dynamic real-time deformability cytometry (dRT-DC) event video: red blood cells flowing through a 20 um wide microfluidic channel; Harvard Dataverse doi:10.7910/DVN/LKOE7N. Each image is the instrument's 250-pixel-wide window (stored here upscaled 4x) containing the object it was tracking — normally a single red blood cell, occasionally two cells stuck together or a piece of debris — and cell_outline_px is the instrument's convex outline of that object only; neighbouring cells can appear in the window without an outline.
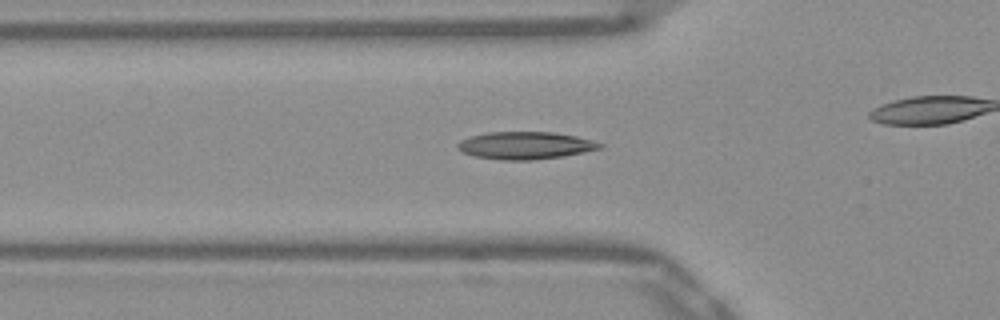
{"species": "Egyptian fruit bat (a non-hibernating species)", "species_latin": "Rousettus aegyptiacus", "temperature_condition": "warm", "stored_images_in_passage": 38, "camera_frame_rate_fps": 3000, "um_per_image_px": 0.085, "frame": {"image": 1, "passage_image": 13, "time_ms": 4.0, "image_size_px": [1000, 320], "cell_outline_px": [[604, 148], [564, 156], [532, 160], [504, 160], [476, 156], [460, 152], [456, 148], [456, 144], [460, 140], [472, 136], [488, 132], [552, 132], [576, 136], [592, 140], [604, 144]], "centroid_in_image_um": [44.66, 12.36], "position_along_channel_um": 81.1, "area_um2": 22.83}}
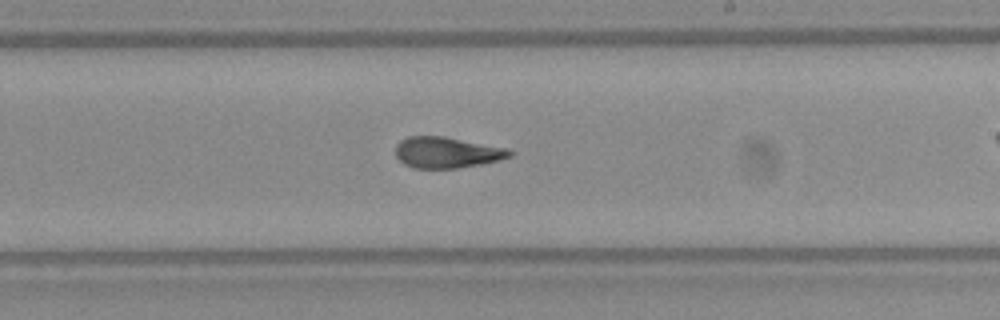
{"frame": {"image": 2, "passage_image": 26, "time_ms": 8.333, "image_size_px": [1000, 320], "cell_outline_px": [[516, 152], [512, 156], [500, 160], [480, 164], [456, 168], [412, 168], [404, 164], [396, 156], [396, 144], [400, 140], [408, 136], [444, 136], [504, 148]], "centroid_in_image_um": [37.96, 12.96], "position_along_channel_um": 251.0, "area_um2": 20.58}}
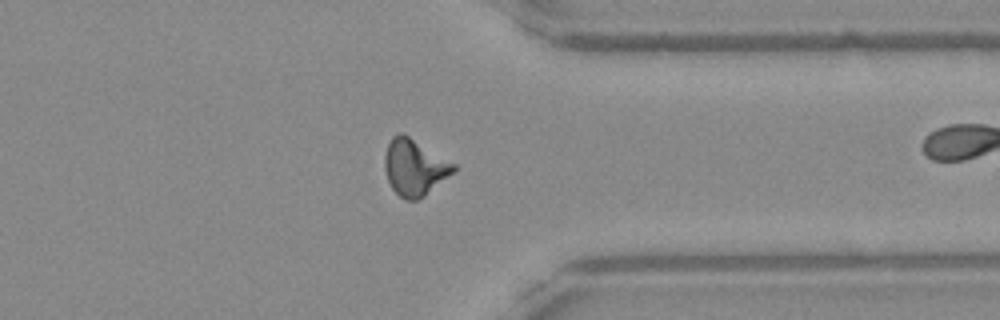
{"frame": {"image": 3, "passage_image": 36, "time_ms": 11.667, "image_size_px": [1000, 320], "cell_outline_px": [[456, 168], [452, 172], [424, 196], [416, 200], [404, 200], [392, 188], [388, 180], [384, 168], [384, 156], [388, 144], [392, 136], [400, 132], [408, 136], [456, 164]], "centroid_in_image_um": [35.2, 14.22], "position_along_channel_um": 376.2, "area_um2": 22.2}}